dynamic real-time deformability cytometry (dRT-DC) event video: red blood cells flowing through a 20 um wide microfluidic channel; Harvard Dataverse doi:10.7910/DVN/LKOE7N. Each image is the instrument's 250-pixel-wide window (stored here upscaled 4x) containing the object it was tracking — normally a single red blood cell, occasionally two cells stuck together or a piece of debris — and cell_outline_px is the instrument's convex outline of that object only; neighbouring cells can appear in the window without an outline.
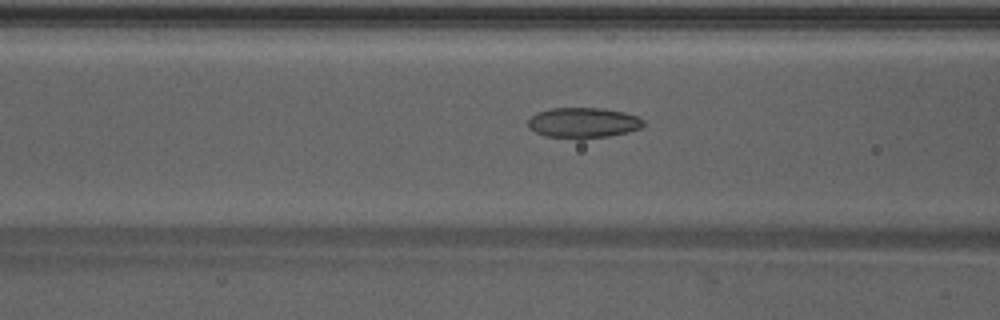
{"species": "Egyptian fruit bat (a non-hibernating species)", "species_latin": "Rousettus aegyptiacus", "temperature_condition": "warm", "stored_images_in_passage": 34, "camera_frame_rate_fps": 3000, "um_per_image_px": 0.085, "animal": {"sex": "male"}, "frame": {"image": 1, "passage_image": 4, "time_ms": 1.0, "image_size_px": [1000, 320], "cell_outline_px": [[644, 124], [640, 128], [608, 136], [544, 136], [528, 128], [528, 120], [536, 112], [552, 108], [600, 108], [624, 112], [636, 116], [644, 120]], "centroid_in_image_um": [49.54, 10.39], "position_along_channel_um": 117.1, "area_um2": 19.65}}
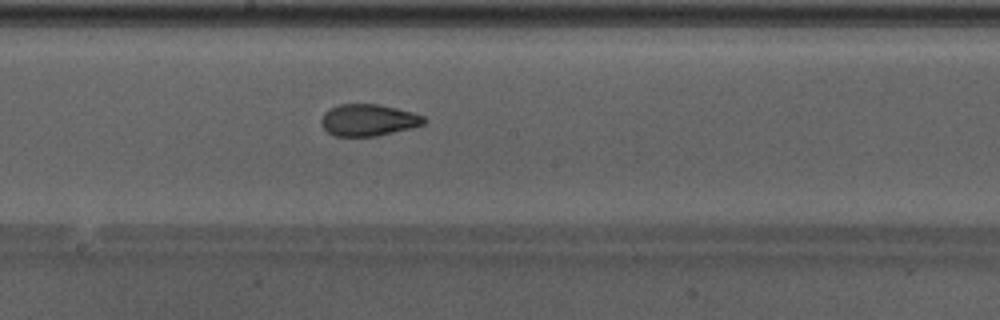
{"frame": {"image": 2, "passage_image": 11, "time_ms": 3.333, "image_size_px": [1000, 320], "cell_outline_px": [[428, 120], [424, 124], [376, 136], [336, 136], [328, 132], [320, 124], [320, 120], [324, 112], [340, 104], [380, 104], [412, 112], [424, 116]], "centroid_in_image_um": [31.3, 10.2], "position_along_channel_um": 216.9, "area_um2": 18.9}}
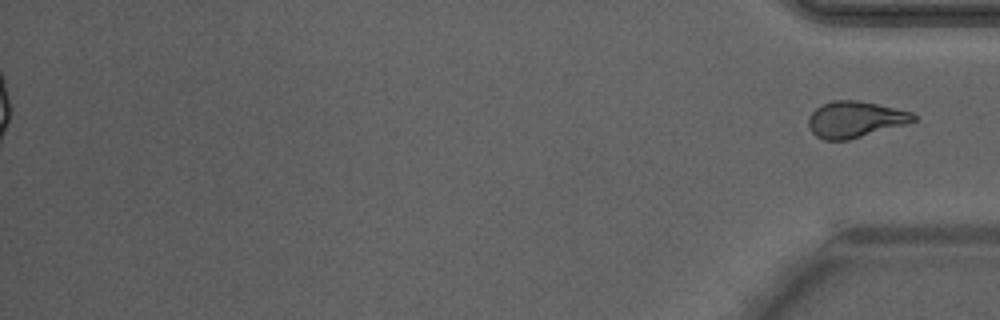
{"frame": {"image": 3, "passage_image": 34, "time_ms": 11.0, "image_size_px": [1000, 320], "cell_outline_px": [[916, 120], [904, 124], [848, 140], [824, 140], [816, 136], [812, 132], [808, 124], [808, 120], [812, 112], [816, 108], [824, 104], [836, 100], [856, 100], [876, 104], [912, 112], [916, 116]], "centroid_in_image_um": [72.66, 10.15], "position_along_channel_um": 362.5, "area_um2": 21.73}}